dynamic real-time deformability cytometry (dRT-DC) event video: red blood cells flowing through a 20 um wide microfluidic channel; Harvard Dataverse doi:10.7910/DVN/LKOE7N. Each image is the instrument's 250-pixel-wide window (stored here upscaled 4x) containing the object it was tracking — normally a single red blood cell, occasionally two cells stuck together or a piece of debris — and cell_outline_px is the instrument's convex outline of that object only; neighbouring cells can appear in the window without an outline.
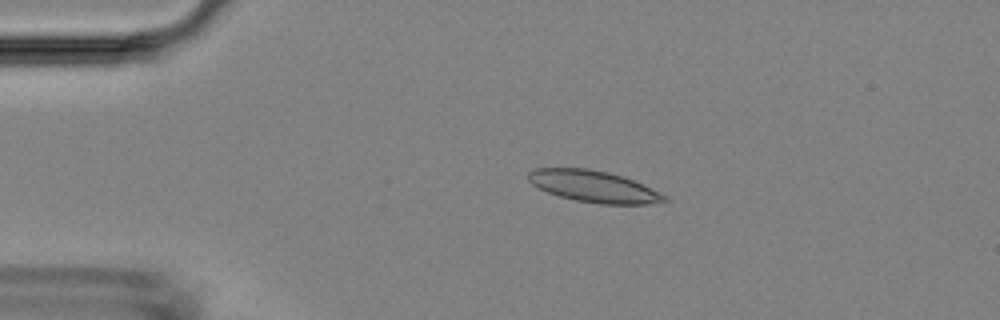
{"species": "Egyptian fruit bat (a non-hibernating species)", "species_latin": "Rousettus aegyptiacus", "temperature_condition": "room temperature", "stored_images_in_passage": 3, "camera_frame_rate_fps": 3000, "um_per_image_px": 0.085, "animal": {"sex": "female"}, "frame": {"image": 1, "passage_image": 2, "time_ms": 2.0, "image_size_px": [1000, 320], "cell_outline_px": [[672, 200], [656, 204], [600, 204], [576, 200], [560, 196], [548, 192], [532, 184], [528, 180], [528, 172], [532, 168], [588, 168], [608, 172], [624, 176], [644, 184], [668, 196]], "centroid_in_image_um": [50.54, 15.85], "position_along_channel_um": 34.5, "area_um2": 25.37}}